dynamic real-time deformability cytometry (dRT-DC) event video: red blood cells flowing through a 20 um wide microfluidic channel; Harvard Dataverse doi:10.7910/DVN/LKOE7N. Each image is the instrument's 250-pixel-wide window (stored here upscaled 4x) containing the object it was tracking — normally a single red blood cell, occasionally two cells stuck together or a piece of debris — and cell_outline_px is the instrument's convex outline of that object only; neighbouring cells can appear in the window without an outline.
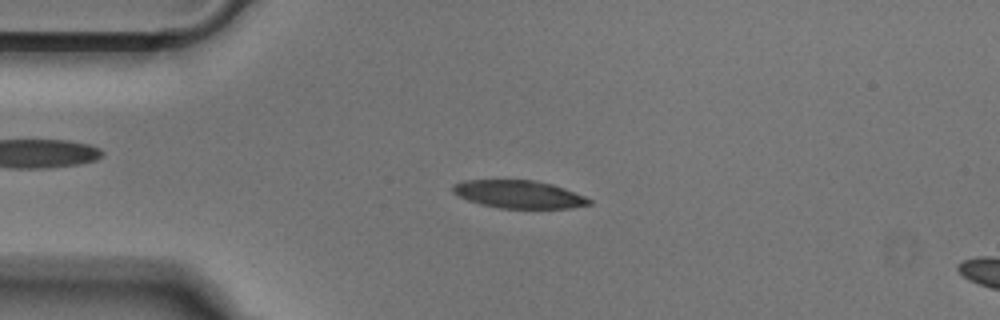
{"species": "Egyptian fruit bat (a non-hibernating species)", "species_latin": "Rousettus aegyptiacus", "temperature_condition": "cold", "stored_images_in_passage": 15, "camera_frame_rate_fps": 3000, "um_per_image_px": 0.085, "animal": {"sex": "male"}, "frame": {"image": 1, "passage_image": 11, "time_ms": 3.333, "image_size_px": [1000, 320], "cell_outline_px": [[592, 204], [572, 208], [500, 208], [480, 204], [468, 200], [452, 192], [452, 184], [464, 180], [536, 180], [552, 184], [564, 188], [584, 196], [592, 200]], "centroid_in_image_um": [44.1, 16.51], "position_along_channel_um": 40.9, "area_um2": 22.14}}